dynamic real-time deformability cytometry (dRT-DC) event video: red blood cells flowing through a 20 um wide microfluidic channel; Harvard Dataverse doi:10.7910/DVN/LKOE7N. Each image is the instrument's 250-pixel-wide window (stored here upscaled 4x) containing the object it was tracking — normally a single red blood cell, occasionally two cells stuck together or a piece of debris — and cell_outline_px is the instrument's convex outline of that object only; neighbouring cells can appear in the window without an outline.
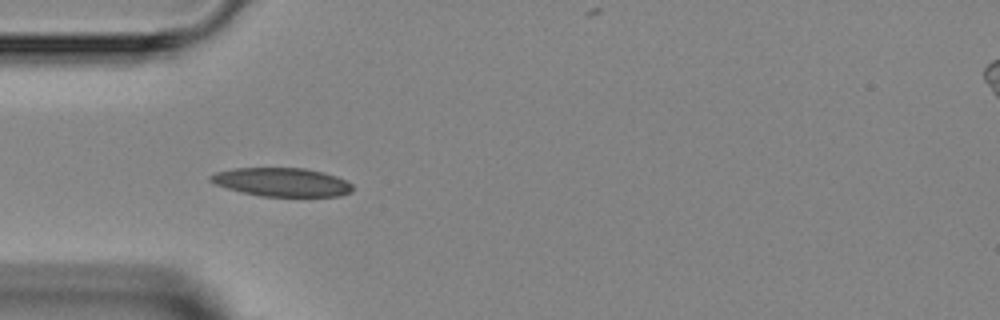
{"species": "Egyptian fruit bat (a non-hibernating species)", "species_latin": "Rousettus aegyptiacus", "temperature_condition": "room temperature", "stored_images_in_passage": 9, "camera_frame_rate_fps": 3000, "um_per_image_px": 0.085, "animal": {"sex": "female"}, "frame": {"image": 1, "passage_image": 5, "time_ms": 4.667, "image_size_px": [1000, 320], "cell_outline_px": [[352, 192], [340, 196], [260, 196], [240, 192], [216, 184], [208, 180], [208, 176], [216, 172], [232, 168], [304, 168], [324, 172], [336, 176], [352, 184]], "centroid_in_image_um": [23.94, 15.48], "position_along_channel_um": 61.1, "area_um2": 23.7}}
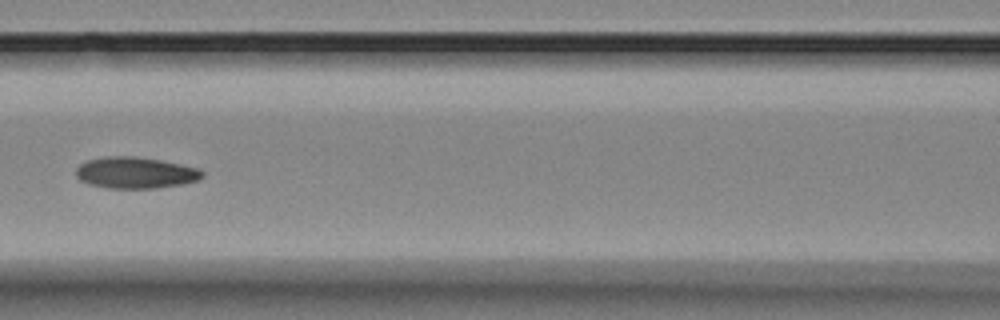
{"frame": {"image": 2, "passage_image": 7, "time_ms": 7.0, "image_size_px": [1000, 320], "cell_outline_px": [[204, 176], [196, 180], [184, 184], [156, 188], [108, 188], [88, 184], [80, 180], [76, 176], [76, 168], [80, 164], [88, 160], [104, 156], [136, 156], [160, 160], [200, 168], [204, 172]], "centroid_in_image_um": [11.51, 14.68], "position_along_channel_um": 155.1, "area_um2": 23.24}}
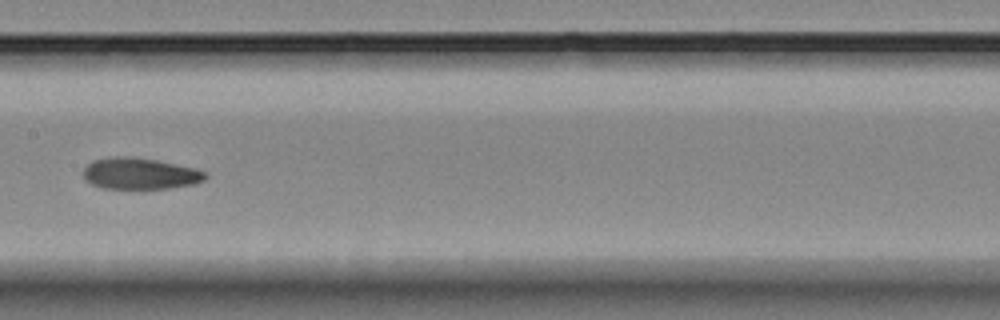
{"frame": {"image": 3, "passage_image": 8, "time_ms": 8.0, "image_size_px": [1000, 320], "cell_outline_px": [[208, 176], [204, 180], [196, 184], [144, 192], [100, 188], [84, 180], [84, 168], [92, 160], [116, 156], [124, 156], [156, 160], [192, 168], [204, 172]], "centroid_in_image_um": [11.86, 14.82], "position_along_channel_um": 195.5, "area_um2": 23.12}}